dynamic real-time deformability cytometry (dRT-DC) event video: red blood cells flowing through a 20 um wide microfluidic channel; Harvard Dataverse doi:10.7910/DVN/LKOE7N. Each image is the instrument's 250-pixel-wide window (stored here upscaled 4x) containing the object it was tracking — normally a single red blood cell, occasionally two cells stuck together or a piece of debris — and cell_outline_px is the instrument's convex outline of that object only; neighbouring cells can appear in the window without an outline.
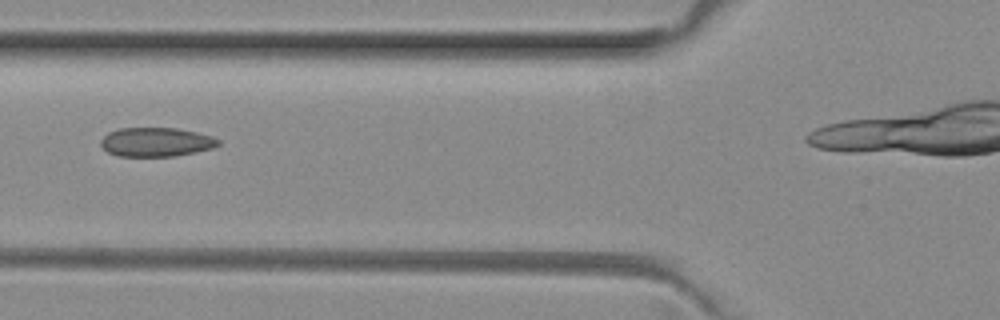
{"species": "common noctule bat (a hibernating species)", "species_latin": "Nyctalus noctula", "temperature_condition": "room temperature", "stored_images_in_passage": 6, "segment_of_instrument_passage": [1, 2], "camera_frame_rate_fps": 3000, "um_per_image_px": 0.085, "animal": {"sex": "female", "body_mass_g": 29.2, "forearm_length_mm": 56.3}, "frame": {"image": 1, "passage_image": 4, "time_ms": 1.0, "image_size_px": [1000, 320], "cell_outline_px": [[220, 144], [212, 148], [196, 152], [172, 156], [120, 156], [108, 152], [100, 144], [100, 140], [108, 132], [120, 128], [176, 128], [196, 132], [212, 136], [220, 140]], "centroid_in_image_um": [13.27, 12.07], "position_along_channel_um": 112.5, "area_um2": 19.83}}
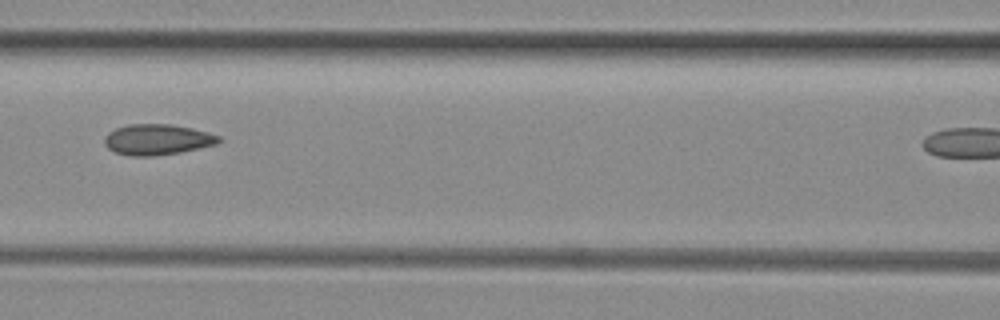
{"frame": {"image": 2, "passage_image": 5, "time_ms": 1.333, "image_size_px": [1000, 320], "cell_outline_px": [[220, 140], [216, 144], [180, 152], [152, 156], [128, 156], [116, 152], [108, 148], [104, 144], [104, 136], [108, 132], [116, 128], [128, 124], [172, 124], [192, 128], [208, 132], [220, 136]], "centroid_in_image_um": [13.34, 11.85], "position_along_channel_um": 153.3, "area_um2": 20.46}}